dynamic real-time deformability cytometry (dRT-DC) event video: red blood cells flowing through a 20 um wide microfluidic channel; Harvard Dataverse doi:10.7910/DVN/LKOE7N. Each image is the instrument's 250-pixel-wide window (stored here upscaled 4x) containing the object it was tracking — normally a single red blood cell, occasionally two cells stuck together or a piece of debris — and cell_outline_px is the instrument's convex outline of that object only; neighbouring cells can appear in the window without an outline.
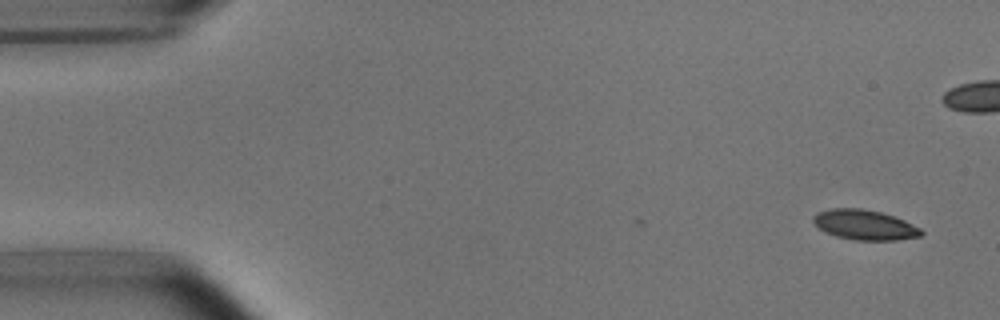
{"species": "common noctule bat (a hibernating species)", "species_latin": "Nyctalus noctula", "temperature_condition": "room temperature", "stored_images_in_passage": 5, "camera_frame_rate_fps": 3000, "um_per_image_px": 0.085, "animal": {"sex": "male", "body_mass_g": 15.6}, "frame": {"image": 1, "passage_image": 1, "time_ms": 0.0, "image_size_px": [1000, 320], "cell_outline_px": [[924, 232], [920, 236], [896, 240], [856, 240], [836, 236], [824, 232], [812, 220], [812, 216], [820, 212], [832, 208], [860, 208], [880, 212], [904, 220], [920, 228]], "centroid_in_image_um": [73.49, 19.11], "position_along_channel_um": 11.5, "area_um2": 18.67}}
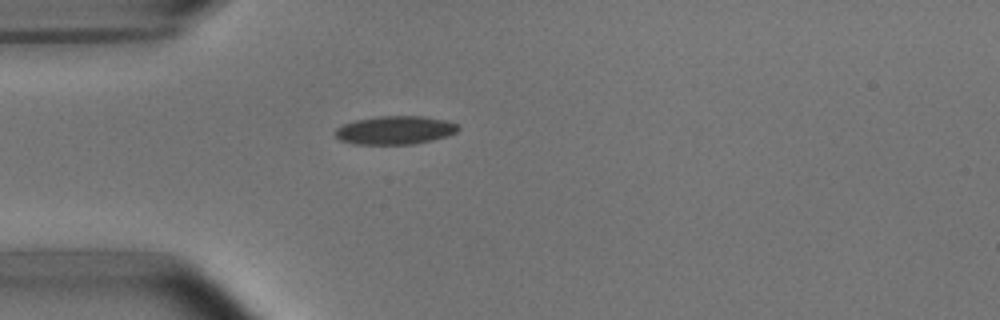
{"frame": {"image": 2, "passage_image": 5, "time_ms": 5.667, "image_size_px": [1000, 320], "cell_outline_px": [[460, 128], [456, 132], [448, 136], [432, 140], [412, 144], [356, 144], [340, 140], [336, 136], [336, 128], [344, 124], [356, 120], [380, 116], [420, 116], [448, 120], [460, 124]], "centroid_in_image_um": [33.64, 11.06], "position_along_channel_um": 51.4, "area_um2": 20.35}}